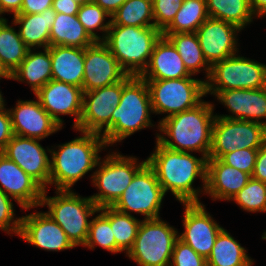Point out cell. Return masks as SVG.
Listing matches in <instances>:
<instances>
[{
    "label": "cell",
    "mask_w": 266,
    "mask_h": 266,
    "mask_svg": "<svg viewBox=\"0 0 266 266\" xmlns=\"http://www.w3.org/2000/svg\"><path fill=\"white\" fill-rule=\"evenodd\" d=\"M266 142V126L257 122L215 117L208 158L220 159L237 149H258Z\"/></svg>",
    "instance_id": "11"
},
{
    "label": "cell",
    "mask_w": 266,
    "mask_h": 266,
    "mask_svg": "<svg viewBox=\"0 0 266 266\" xmlns=\"http://www.w3.org/2000/svg\"><path fill=\"white\" fill-rule=\"evenodd\" d=\"M262 239H266V232H264V235L262 236Z\"/></svg>",
    "instance_id": "53"
},
{
    "label": "cell",
    "mask_w": 266,
    "mask_h": 266,
    "mask_svg": "<svg viewBox=\"0 0 266 266\" xmlns=\"http://www.w3.org/2000/svg\"><path fill=\"white\" fill-rule=\"evenodd\" d=\"M208 17L206 0H183L181 8L162 34L194 33Z\"/></svg>",
    "instance_id": "33"
},
{
    "label": "cell",
    "mask_w": 266,
    "mask_h": 266,
    "mask_svg": "<svg viewBox=\"0 0 266 266\" xmlns=\"http://www.w3.org/2000/svg\"><path fill=\"white\" fill-rule=\"evenodd\" d=\"M161 35L155 26L110 25L103 42L128 75L140 76L147 68L153 47Z\"/></svg>",
    "instance_id": "5"
},
{
    "label": "cell",
    "mask_w": 266,
    "mask_h": 266,
    "mask_svg": "<svg viewBox=\"0 0 266 266\" xmlns=\"http://www.w3.org/2000/svg\"><path fill=\"white\" fill-rule=\"evenodd\" d=\"M214 106L206 101L181 113L162 118L158 129L168 136L157 134L163 146L181 152H201L208 159L211 149Z\"/></svg>",
    "instance_id": "2"
},
{
    "label": "cell",
    "mask_w": 266,
    "mask_h": 266,
    "mask_svg": "<svg viewBox=\"0 0 266 266\" xmlns=\"http://www.w3.org/2000/svg\"><path fill=\"white\" fill-rule=\"evenodd\" d=\"M110 18V25L155 26L152 0H126ZM152 20L153 22H150Z\"/></svg>",
    "instance_id": "34"
},
{
    "label": "cell",
    "mask_w": 266,
    "mask_h": 266,
    "mask_svg": "<svg viewBox=\"0 0 266 266\" xmlns=\"http://www.w3.org/2000/svg\"><path fill=\"white\" fill-rule=\"evenodd\" d=\"M206 262L207 266H251L254 263L245 248L224 228L217 235Z\"/></svg>",
    "instance_id": "29"
},
{
    "label": "cell",
    "mask_w": 266,
    "mask_h": 266,
    "mask_svg": "<svg viewBox=\"0 0 266 266\" xmlns=\"http://www.w3.org/2000/svg\"><path fill=\"white\" fill-rule=\"evenodd\" d=\"M76 2H78L79 4H84V3H89V2H92L93 0H74Z\"/></svg>",
    "instance_id": "52"
},
{
    "label": "cell",
    "mask_w": 266,
    "mask_h": 266,
    "mask_svg": "<svg viewBox=\"0 0 266 266\" xmlns=\"http://www.w3.org/2000/svg\"><path fill=\"white\" fill-rule=\"evenodd\" d=\"M141 221L134 216L117 211L110 207V225L115 237L116 246L121 251H128L132 248L137 237Z\"/></svg>",
    "instance_id": "36"
},
{
    "label": "cell",
    "mask_w": 266,
    "mask_h": 266,
    "mask_svg": "<svg viewBox=\"0 0 266 266\" xmlns=\"http://www.w3.org/2000/svg\"><path fill=\"white\" fill-rule=\"evenodd\" d=\"M14 136L11 116L8 110L0 111V152H3L7 143Z\"/></svg>",
    "instance_id": "43"
},
{
    "label": "cell",
    "mask_w": 266,
    "mask_h": 266,
    "mask_svg": "<svg viewBox=\"0 0 266 266\" xmlns=\"http://www.w3.org/2000/svg\"><path fill=\"white\" fill-rule=\"evenodd\" d=\"M35 96L41 106L62 127L63 120L59 115L75 117L74 127L79 125L82 114L83 90L72 84L50 80Z\"/></svg>",
    "instance_id": "17"
},
{
    "label": "cell",
    "mask_w": 266,
    "mask_h": 266,
    "mask_svg": "<svg viewBox=\"0 0 266 266\" xmlns=\"http://www.w3.org/2000/svg\"><path fill=\"white\" fill-rule=\"evenodd\" d=\"M183 0H152L154 25L161 32L172 22Z\"/></svg>",
    "instance_id": "39"
},
{
    "label": "cell",
    "mask_w": 266,
    "mask_h": 266,
    "mask_svg": "<svg viewBox=\"0 0 266 266\" xmlns=\"http://www.w3.org/2000/svg\"><path fill=\"white\" fill-rule=\"evenodd\" d=\"M52 3L53 0H23L18 14H40L44 10L52 8Z\"/></svg>",
    "instance_id": "44"
},
{
    "label": "cell",
    "mask_w": 266,
    "mask_h": 266,
    "mask_svg": "<svg viewBox=\"0 0 266 266\" xmlns=\"http://www.w3.org/2000/svg\"><path fill=\"white\" fill-rule=\"evenodd\" d=\"M127 75L103 41L84 48L83 92L118 83Z\"/></svg>",
    "instance_id": "14"
},
{
    "label": "cell",
    "mask_w": 266,
    "mask_h": 266,
    "mask_svg": "<svg viewBox=\"0 0 266 266\" xmlns=\"http://www.w3.org/2000/svg\"><path fill=\"white\" fill-rule=\"evenodd\" d=\"M242 209L248 212H266V184L251 178L249 182L232 197Z\"/></svg>",
    "instance_id": "38"
},
{
    "label": "cell",
    "mask_w": 266,
    "mask_h": 266,
    "mask_svg": "<svg viewBox=\"0 0 266 266\" xmlns=\"http://www.w3.org/2000/svg\"><path fill=\"white\" fill-rule=\"evenodd\" d=\"M257 154L258 149H237L223 155L220 160L229 166L252 175Z\"/></svg>",
    "instance_id": "40"
},
{
    "label": "cell",
    "mask_w": 266,
    "mask_h": 266,
    "mask_svg": "<svg viewBox=\"0 0 266 266\" xmlns=\"http://www.w3.org/2000/svg\"><path fill=\"white\" fill-rule=\"evenodd\" d=\"M9 79L21 82L26 80L34 94L37 93L52 80V62L49 49L44 48V52L39 53L29 49L26 58L9 75Z\"/></svg>",
    "instance_id": "27"
},
{
    "label": "cell",
    "mask_w": 266,
    "mask_h": 266,
    "mask_svg": "<svg viewBox=\"0 0 266 266\" xmlns=\"http://www.w3.org/2000/svg\"><path fill=\"white\" fill-rule=\"evenodd\" d=\"M167 37L177 49L187 70L193 75L204 68L206 78H209L211 66L205 60L196 33L162 34Z\"/></svg>",
    "instance_id": "31"
},
{
    "label": "cell",
    "mask_w": 266,
    "mask_h": 266,
    "mask_svg": "<svg viewBox=\"0 0 266 266\" xmlns=\"http://www.w3.org/2000/svg\"><path fill=\"white\" fill-rule=\"evenodd\" d=\"M147 82L153 113L165 116L181 113L199 105L206 96L205 80L186 77L181 79H144Z\"/></svg>",
    "instance_id": "8"
},
{
    "label": "cell",
    "mask_w": 266,
    "mask_h": 266,
    "mask_svg": "<svg viewBox=\"0 0 266 266\" xmlns=\"http://www.w3.org/2000/svg\"><path fill=\"white\" fill-rule=\"evenodd\" d=\"M155 151L147 158L154 169L164 193L169 190L180 203H200V188L192 187L194 180L200 177L204 194L207 181V158H197L190 153L169 149L156 141Z\"/></svg>",
    "instance_id": "1"
},
{
    "label": "cell",
    "mask_w": 266,
    "mask_h": 266,
    "mask_svg": "<svg viewBox=\"0 0 266 266\" xmlns=\"http://www.w3.org/2000/svg\"><path fill=\"white\" fill-rule=\"evenodd\" d=\"M2 77L9 79V76L0 68V78Z\"/></svg>",
    "instance_id": "51"
},
{
    "label": "cell",
    "mask_w": 266,
    "mask_h": 266,
    "mask_svg": "<svg viewBox=\"0 0 266 266\" xmlns=\"http://www.w3.org/2000/svg\"><path fill=\"white\" fill-rule=\"evenodd\" d=\"M12 24L20 25L19 35L24 44L31 49L37 46L48 48L50 46V29L55 21L56 12L50 8L38 14L13 15Z\"/></svg>",
    "instance_id": "26"
},
{
    "label": "cell",
    "mask_w": 266,
    "mask_h": 266,
    "mask_svg": "<svg viewBox=\"0 0 266 266\" xmlns=\"http://www.w3.org/2000/svg\"><path fill=\"white\" fill-rule=\"evenodd\" d=\"M178 231L162 219H144L127 256L139 266H170Z\"/></svg>",
    "instance_id": "7"
},
{
    "label": "cell",
    "mask_w": 266,
    "mask_h": 266,
    "mask_svg": "<svg viewBox=\"0 0 266 266\" xmlns=\"http://www.w3.org/2000/svg\"><path fill=\"white\" fill-rule=\"evenodd\" d=\"M52 62V80L82 88L84 75V48L49 46Z\"/></svg>",
    "instance_id": "25"
},
{
    "label": "cell",
    "mask_w": 266,
    "mask_h": 266,
    "mask_svg": "<svg viewBox=\"0 0 266 266\" xmlns=\"http://www.w3.org/2000/svg\"><path fill=\"white\" fill-rule=\"evenodd\" d=\"M184 207L183 226L185 231L178 235V239L207 259L216 237L223 227L211 218L201 202L184 203Z\"/></svg>",
    "instance_id": "15"
},
{
    "label": "cell",
    "mask_w": 266,
    "mask_h": 266,
    "mask_svg": "<svg viewBox=\"0 0 266 266\" xmlns=\"http://www.w3.org/2000/svg\"><path fill=\"white\" fill-rule=\"evenodd\" d=\"M80 132L83 136L57 146V151L48 150L52 155L49 184H55L56 191L71 190L79 179L97 167L99 152L106 147L100 134Z\"/></svg>",
    "instance_id": "3"
},
{
    "label": "cell",
    "mask_w": 266,
    "mask_h": 266,
    "mask_svg": "<svg viewBox=\"0 0 266 266\" xmlns=\"http://www.w3.org/2000/svg\"><path fill=\"white\" fill-rule=\"evenodd\" d=\"M9 113L14 135L41 140L62 129L41 106L39 100H19Z\"/></svg>",
    "instance_id": "22"
},
{
    "label": "cell",
    "mask_w": 266,
    "mask_h": 266,
    "mask_svg": "<svg viewBox=\"0 0 266 266\" xmlns=\"http://www.w3.org/2000/svg\"><path fill=\"white\" fill-rule=\"evenodd\" d=\"M39 139L14 135L2 152L23 171L47 189L50 180V159Z\"/></svg>",
    "instance_id": "16"
},
{
    "label": "cell",
    "mask_w": 266,
    "mask_h": 266,
    "mask_svg": "<svg viewBox=\"0 0 266 266\" xmlns=\"http://www.w3.org/2000/svg\"><path fill=\"white\" fill-rule=\"evenodd\" d=\"M10 196L0 189V229L8 234L14 232L19 236L21 228V217L14 220V208Z\"/></svg>",
    "instance_id": "42"
},
{
    "label": "cell",
    "mask_w": 266,
    "mask_h": 266,
    "mask_svg": "<svg viewBox=\"0 0 266 266\" xmlns=\"http://www.w3.org/2000/svg\"><path fill=\"white\" fill-rule=\"evenodd\" d=\"M122 89L123 80L83 92L82 114L79 125L75 129L104 135L111 128V116L120 103Z\"/></svg>",
    "instance_id": "13"
},
{
    "label": "cell",
    "mask_w": 266,
    "mask_h": 266,
    "mask_svg": "<svg viewBox=\"0 0 266 266\" xmlns=\"http://www.w3.org/2000/svg\"><path fill=\"white\" fill-rule=\"evenodd\" d=\"M23 0H0V15L2 13H13L14 15L20 13ZM0 18H3L0 16Z\"/></svg>",
    "instance_id": "47"
},
{
    "label": "cell",
    "mask_w": 266,
    "mask_h": 266,
    "mask_svg": "<svg viewBox=\"0 0 266 266\" xmlns=\"http://www.w3.org/2000/svg\"><path fill=\"white\" fill-rule=\"evenodd\" d=\"M80 5L81 4L74 0H53L52 9L56 13L77 15Z\"/></svg>",
    "instance_id": "46"
},
{
    "label": "cell",
    "mask_w": 266,
    "mask_h": 266,
    "mask_svg": "<svg viewBox=\"0 0 266 266\" xmlns=\"http://www.w3.org/2000/svg\"><path fill=\"white\" fill-rule=\"evenodd\" d=\"M251 175L223 163L220 159H207L205 193L213 200H228L237 194L251 179Z\"/></svg>",
    "instance_id": "24"
},
{
    "label": "cell",
    "mask_w": 266,
    "mask_h": 266,
    "mask_svg": "<svg viewBox=\"0 0 266 266\" xmlns=\"http://www.w3.org/2000/svg\"><path fill=\"white\" fill-rule=\"evenodd\" d=\"M165 195L154 169L146 163L112 207L129 215L131 212L141 213L145 220L155 219L160 217L159 210Z\"/></svg>",
    "instance_id": "12"
},
{
    "label": "cell",
    "mask_w": 266,
    "mask_h": 266,
    "mask_svg": "<svg viewBox=\"0 0 266 266\" xmlns=\"http://www.w3.org/2000/svg\"><path fill=\"white\" fill-rule=\"evenodd\" d=\"M0 189L25 210L40 206L44 188L0 152Z\"/></svg>",
    "instance_id": "19"
},
{
    "label": "cell",
    "mask_w": 266,
    "mask_h": 266,
    "mask_svg": "<svg viewBox=\"0 0 266 266\" xmlns=\"http://www.w3.org/2000/svg\"><path fill=\"white\" fill-rule=\"evenodd\" d=\"M151 112L146 80L140 76L127 75L123 79L120 103L111 116V128L102 135L106 146L121 142L138 130L154 126L150 120Z\"/></svg>",
    "instance_id": "4"
},
{
    "label": "cell",
    "mask_w": 266,
    "mask_h": 266,
    "mask_svg": "<svg viewBox=\"0 0 266 266\" xmlns=\"http://www.w3.org/2000/svg\"><path fill=\"white\" fill-rule=\"evenodd\" d=\"M208 93L215 95L233 113L232 115L219 116L216 114L215 116L225 119L257 122L266 126V121H260V119L266 118V87L259 89L206 91V94Z\"/></svg>",
    "instance_id": "21"
},
{
    "label": "cell",
    "mask_w": 266,
    "mask_h": 266,
    "mask_svg": "<svg viewBox=\"0 0 266 266\" xmlns=\"http://www.w3.org/2000/svg\"><path fill=\"white\" fill-rule=\"evenodd\" d=\"M95 42L79 22L77 15L56 13L50 29V46L86 48Z\"/></svg>",
    "instance_id": "28"
},
{
    "label": "cell",
    "mask_w": 266,
    "mask_h": 266,
    "mask_svg": "<svg viewBox=\"0 0 266 266\" xmlns=\"http://www.w3.org/2000/svg\"><path fill=\"white\" fill-rule=\"evenodd\" d=\"M56 194L48 197L45 189L40 206H48L46 213L63 229L75 247L84 246L90 225L88 217L98 213L99 207L90 197H80L71 190H57Z\"/></svg>",
    "instance_id": "6"
},
{
    "label": "cell",
    "mask_w": 266,
    "mask_h": 266,
    "mask_svg": "<svg viewBox=\"0 0 266 266\" xmlns=\"http://www.w3.org/2000/svg\"><path fill=\"white\" fill-rule=\"evenodd\" d=\"M97 165L99 169L92 175V183L98 187L97 194L90 196L100 208L112 207L133 180L135 174L147 163H137V158L112 153Z\"/></svg>",
    "instance_id": "9"
},
{
    "label": "cell",
    "mask_w": 266,
    "mask_h": 266,
    "mask_svg": "<svg viewBox=\"0 0 266 266\" xmlns=\"http://www.w3.org/2000/svg\"><path fill=\"white\" fill-rule=\"evenodd\" d=\"M237 26L220 19L208 17L195 32L205 60L210 66L238 52Z\"/></svg>",
    "instance_id": "18"
},
{
    "label": "cell",
    "mask_w": 266,
    "mask_h": 266,
    "mask_svg": "<svg viewBox=\"0 0 266 266\" xmlns=\"http://www.w3.org/2000/svg\"><path fill=\"white\" fill-rule=\"evenodd\" d=\"M126 0H93V2L99 5L108 14L112 15Z\"/></svg>",
    "instance_id": "48"
},
{
    "label": "cell",
    "mask_w": 266,
    "mask_h": 266,
    "mask_svg": "<svg viewBox=\"0 0 266 266\" xmlns=\"http://www.w3.org/2000/svg\"><path fill=\"white\" fill-rule=\"evenodd\" d=\"M205 86L206 91L266 87V65L235 54L211 66Z\"/></svg>",
    "instance_id": "10"
},
{
    "label": "cell",
    "mask_w": 266,
    "mask_h": 266,
    "mask_svg": "<svg viewBox=\"0 0 266 266\" xmlns=\"http://www.w3.org/2000/svg\"><path fill=\"white\" fill-rule=\"evenodd\" d=\"M193 76L185 67L182 58L172 42L165 36L156 41L147 68L140 75L142 79H181Z\"/></svg>",
    "instance_id": "23"
},
{
    "label": "cell",
    "mask_w": 266,
    "mask_h": 266,
    "mask_svg": "<svg viewBox=\"0 0 266 266\" xmlns=\"http://www.w3.org/2000/svg\"><path fill=\"white\" fill-rule=\"evenodd\" d=\"M19 236L31 245L47 251H62L75 247L63 229L46 212L21 217Z\"/></svg>",
    "instance_id": "20"
},
{
    "label": "cell",
    "mask_w": 266,
    "mask_h": 266,
    "mask_svg": "<svg viewBox=\"0 0 266 266\" xmlns=\"http://www.w3.org/2000/svg\"><path fill=\"white\" fill-rule=\"evenodd\" d=\"M208 16L233 24L241 30L252 22L249 0H206Z\"/></svg>",
    "instance_id": "32"
},
{
    "label": "cell",
    "mask_w": 266,
    "mask_h": 266,
    "mask_svg": "<svg viewBox=\"0 0 266 266\" xmlns=\"http://www.w3.org/2000/svg\"><path fill=\"white\" fill-rule=\"evenodd\" d=\"M100 214L90 221L89 232L84 247L94 249L95 245L112 253L122 252L117 246L110 225V207L98 210Z\"/></svg>",
    "instance_id": "35"
},
{
    "label": "cell",
    "mask_w": 266,
    "mask_h": 266,
    "mask_svg": "<svg viewBox=\"0 0 266 266\" xmlns=\"http://www.w3.org/2000/svg\"><path fill=\"white\" fill-rule=\"evenodd\" d=\"M109 16L105 10H103L99 5L95 4L93 1L89 3H84L80 5L79 11L77 13V17L79 22L86 29L87 33L95 40V41H104L108 29L110 28L111 20H108L106 24L105 18ZM95 30H101L104 32V36L102 38L95 33Z\"/></svg>",
    "instance_id": "37"
},
{
    "label": "cell",
    "mask_w": 266,
    "mask_h": 266,
    "mask_svg": "<svg viewBox=\"0 0 266 266\" xmlns=\"http://www.w3.org/2000/svg\"><path fill=\"white\" fill-rule=\"evenodd\" d=\"M252 13L257 17L266 16V0H249Z\"/></svg>",
    "instance_id": "49"
},
{
    "label": "cell",
    "mask_w": 266,
    "mask_h": 266,
    "mask_svg": "<svg viewBox=\"0 0 266 266\" xmlns=\"http://www.w3.org/2000/svg\"><path fill=\"white\" fill-rule=\"evenodd\" d=\"M251 177L266 182V142L258 148L256 163Z\"/></svg>",
    "instance_id": "45"
},
{
    "label": "cell",
    "mask_w": 266,
    "mask_h": 266,
    "mask_svg": "<svg viewBox=\"0 0 266 266\" xmlns=\"http://www.w3.org/2000/svg\"><path fill=\"white\" fill-rule=\"evenodd\" d=\"M170 266H207V262L189 245L177 239L174 244Z\"/></svg>",
    "instance_id": "41"
},
{
    "label": "cell",
    "mask_w": 266,
    "mask_h": 266,
    "mask_svg": "<svg viewBox=\"0 0 266 266\" xmlns=\"http://www.w3.org/2000/svg\"><path fill=\"white\" fill-rule=\"evenodd\" d=\"M7 21L0 18V68L9 76L26 58L29 48Z\"/></svg>",
    "instance_id": "30"
},
{
    "label": "cell",
    "mask_w": 266,
    "mask_h": 266,
    "mask_svg": "<svg viewBox=\"0 0 266 266\" xmlns=\"http://www.w3.org/2000/svg\"><path fill=\"white\" fill-rule=\"evenodd\" d=\"M3 110H6V109H5V104H4V98L0 91V111H3Z\"/></svg>",
    "instance_id": "50"
}]
</instances>
